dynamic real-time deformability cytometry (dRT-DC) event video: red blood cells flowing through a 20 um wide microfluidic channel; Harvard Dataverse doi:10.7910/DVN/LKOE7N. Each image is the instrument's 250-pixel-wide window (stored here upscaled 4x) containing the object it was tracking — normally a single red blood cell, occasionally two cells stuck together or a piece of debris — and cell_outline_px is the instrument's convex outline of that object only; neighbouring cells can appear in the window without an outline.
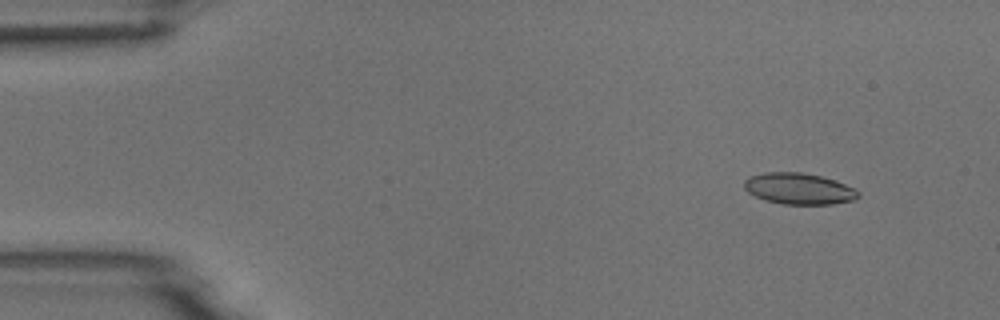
{"species": "common noctule bat (a hibernating species)", "species_latin": "Nyctalus noctula", "temperature_condition": "room temperature", "stored_images_in_passage": 4, "camera_frame_rate_fps": 3000, "um_per_image_px": 0.085, "animal": {"sex": "male", "body_mass_g": 18.8}, "frame": {"image": 1, "passage_image": 1, "time_ms": 0.0, "image_size_px": [1000, 320], "cell_outline_px": [[860, 196], [856, 200], [832, 204], [780, 204], [764, 200], [748, 192], [744, 188], [744, 180], [752, 176], [764, 172], [800, 172], [820, 176], [844, 184], [860, 192]], "centroid_in_image_um": [67.9, 16.05], "position_along_channel_um": 17.1, "area_um2": 20.69}}
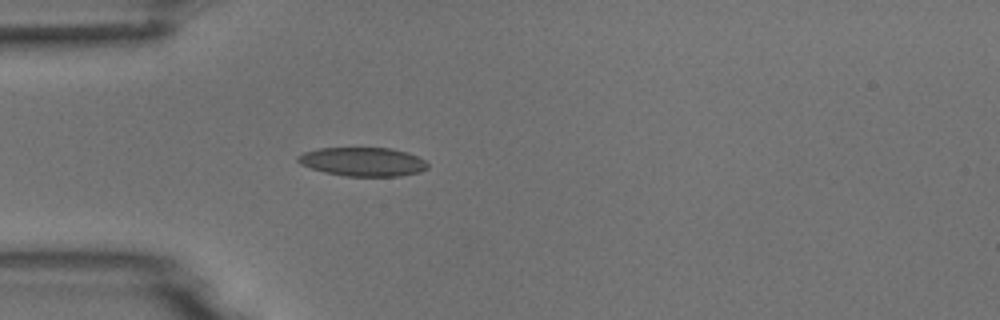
{"frame": {"image": 2, "passage_image": 4, "time_ms": 3.333, "image_size_px": [1000, 320], "cell_outline_px": [[428, 168], [420, 172], [400, 176], [344, 176], [324, 172], [300, 164], [296, 160], [296, 156], [304, 152], [320, 148], [392, 148], [408, 152], [424, 160], [428, 164]], "centroid_in_image_um": [30.84, 13.75], "position_along_channel_um": 54.2, "area_um2": 21.85}}